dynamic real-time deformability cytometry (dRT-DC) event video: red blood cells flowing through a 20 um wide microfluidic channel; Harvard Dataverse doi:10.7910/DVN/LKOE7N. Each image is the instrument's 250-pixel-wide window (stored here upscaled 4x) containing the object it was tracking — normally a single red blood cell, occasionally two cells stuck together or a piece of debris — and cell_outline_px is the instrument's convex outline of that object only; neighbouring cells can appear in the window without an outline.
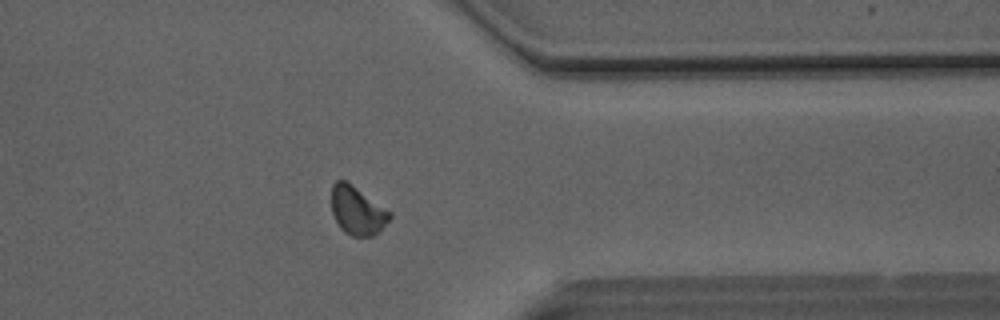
{"species": "Egyptian fruit bat (a non-hibernating species)", "species_latin": "Rousettus aegyptiacus", "temperature_condition": "room temperature", "stored_images_in_passage": 45, "camera_frame_rate_fps": 3000, "um_per_image_px": 0.085, "animal": {"sex": "male"}, "frame": {"image": 1, "passage_image": 35, "time_ms": 11.333, "image_size_px": [1000, 320], "cell_outline_px": [[392, 216], [380, 232], [372, 236], [352, 236], [344, 232], [340, 228], [332, 212], [332, 184], [336, 180], [344, 180], [352, 184], [392, 212]], "centroid_in_image_um": [30.39, 17.9], "position_along_channel_um": 381.0, "area_um2": 16.53}}
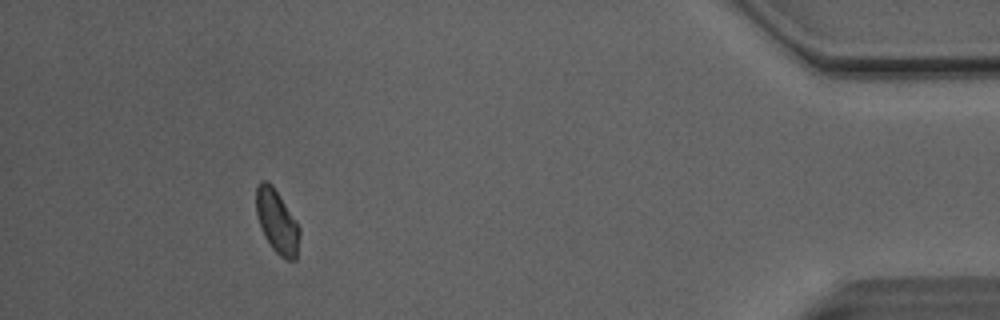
{"frame": {"image": 2, "passage_image": 41, "time_ms": 13.333, "image_size_px": [1000, 320], "cell_outline_px": [[300, 236], [296, 260], [288, 260], [280, 256], [272, 248], [264, 236], [256, 212], [256, 188], [260, 180], [264, 180], [272, 184], [296, 220], [300, 228]], "centroid_in_image_um": [23.55, 18.83], "position_along_channel_um": 411.6, "area_um2": 16.07}, "authors_computed_cell_mechanics": {"area_um2": 17.051, "velocity_mm_per_s": 4.0967, "shape_relaxation_time_tau1_ms": 8.314, "shape_relaxation_time_tau2_ms": 2.378, "deformation_change_tau1": 0.1232, "deformation_change_tau2": 0.0758}}